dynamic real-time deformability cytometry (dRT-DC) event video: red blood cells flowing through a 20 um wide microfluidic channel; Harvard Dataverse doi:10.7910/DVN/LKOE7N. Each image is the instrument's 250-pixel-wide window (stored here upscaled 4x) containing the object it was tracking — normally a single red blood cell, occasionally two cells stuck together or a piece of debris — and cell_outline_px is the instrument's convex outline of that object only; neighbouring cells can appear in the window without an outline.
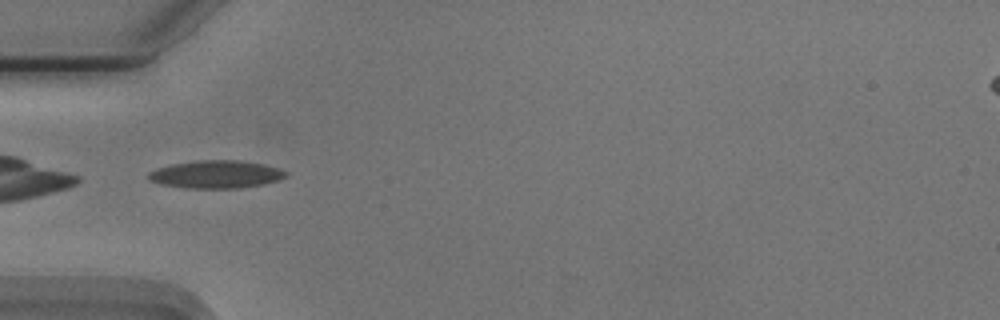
{"species": "Egyptian fruit bat (a non-hibernating species)", "species_latin": "Rousettus aegyptiacus", "temperature_condition": "cold", "stored_images_in_passage": 38, "camera_frame_rate_fps": 3000, "um_per_image_px": 0.085, "animal": {"sex": "male"}, "frame": {"image": 1, "passage_image": 1, "time_ms": 0.0, "image_size_px": [1000, 320], "cell_outline_px": [[288, 176], [280, 180], [264, 184], [240, 188], [184, 188], [160, 184], [152, 180], [148, 176], [148, 172], [156, 168], [172, 164], [196, 160], [240, 160], [264, 164], [288, 172]], "centroid_in_image_um": [18.39, 14.82], "position_along_channel_um": 66.6, "area_um2": 22.37}}
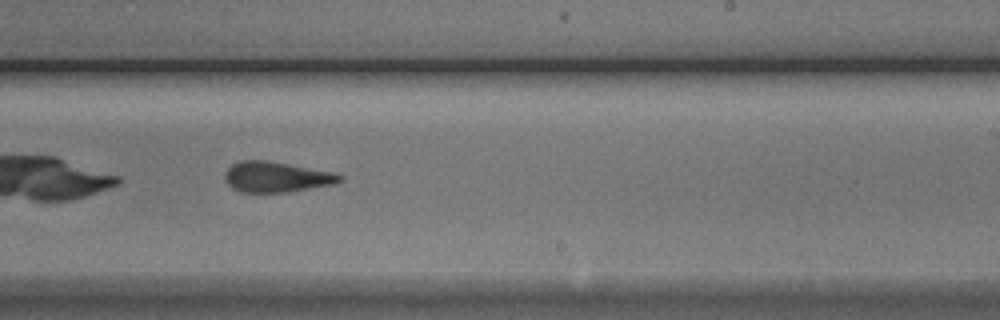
{"frame": {"image": 2, "passage_image": 17, "time_ms": 5.333, "image_size_px": [1000, 320], "cell_outline_px": [[344, 176], [340, 180], [332, 184], [288, 192], [240, 192], [232, 188], [224, 180], [224, 172], [232, 164], [240, 160], [268, 160], [332, 172]], "centroid_in_image_um": [23.42, 15.03], "position_along_channel_um": 265.6, "area_um2": 20.35}}
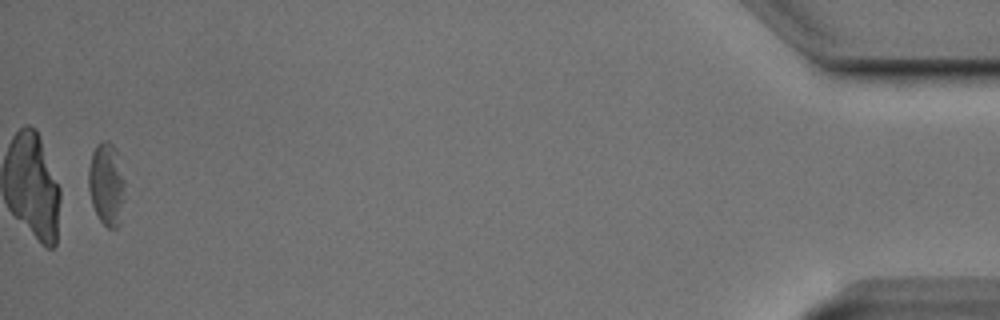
{"frame": {"image": 3, "passage_image": 37, "time_ms": 12.0, "image_size_px": [1000, 320], "cell_outline_px": [[124, 184], [120, 224], [116, 228], [108, 228], [100, 220], [92, 204], [88, 188], [88, 168], [92, 152], [96, 144], [104, 140], [108, 140], [116, 148], [124, 180]], "centroid_in_image_um": [9.03, 15.61], "position_along_channel_um": 426.2, "area_um2": 17.51}, "authors_computed_cell_mechanics": {"area_um2": 20.6635, "velocity_mm_per_s": 3.741, "shape_relaxation_time_tau1_ms": 6.402, "shape_relaxation_time_tau2_ms": 3.0598, "deformation_change_tau1": 0.1409, "deformation_change_tau2": 0.1138}}